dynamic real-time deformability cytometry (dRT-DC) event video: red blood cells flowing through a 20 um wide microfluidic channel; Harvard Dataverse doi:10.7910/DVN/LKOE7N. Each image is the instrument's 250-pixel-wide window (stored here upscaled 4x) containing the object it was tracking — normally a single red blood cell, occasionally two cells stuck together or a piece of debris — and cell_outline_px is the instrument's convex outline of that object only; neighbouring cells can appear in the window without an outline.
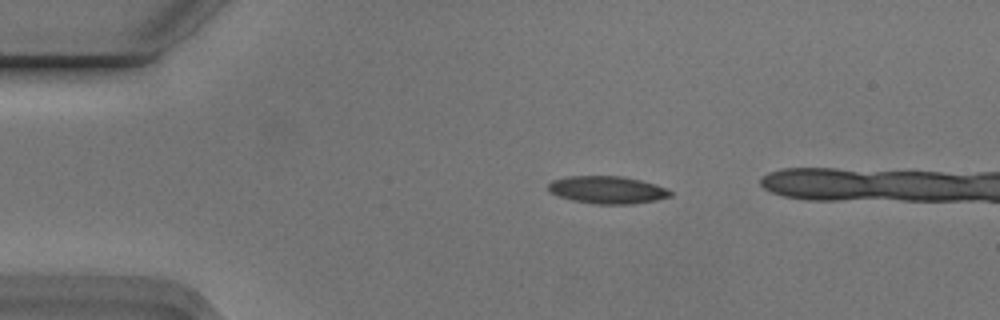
{"species": "Egyptian fruit bat (a non-hibernating species)", "species_latin": "Rousettus aegyptiacus", "temperature_condition": "cold", "stored_images_in_passage": 6, "camera_frame_rate_fps": 3000, "um_per_image_px": 0.085, "animal": {"sex": "male"}, "frame": {"image": 1, "passage_image": 3, "time_ms": 0.667, "image_size_px": [1000, 320], "cell_outline_px": [[672, 196], [656, 200], [632, 204], [596, 204], [572, 200], [560, 196], [552, 192], [548, 188], [548, 184], [552, 180], [564, 176], [620, 176], [640, 180], [656, 184], [668, 188], [672, 192]], "centroid_in_image_um": [51.65, 16.13], "position_along_channel_um": 33.3, "area_um2": 19.59}}